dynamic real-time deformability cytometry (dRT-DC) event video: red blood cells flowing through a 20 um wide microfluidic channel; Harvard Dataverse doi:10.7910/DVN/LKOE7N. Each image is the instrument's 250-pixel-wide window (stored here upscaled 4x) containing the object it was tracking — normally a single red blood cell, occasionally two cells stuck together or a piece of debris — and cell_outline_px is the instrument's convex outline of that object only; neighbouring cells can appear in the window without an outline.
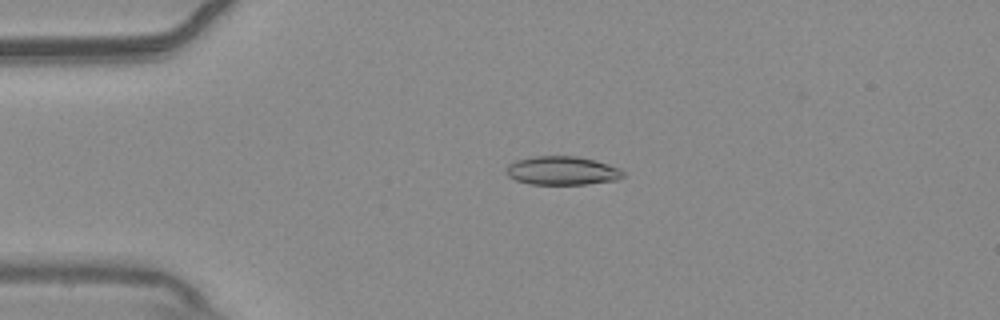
{"species": "common noctule bat (a hibernating species)", "species_latin": "Nyctalus noctula", "temperature_condition": "warm", "stored_images_in_passage": 55, "camera_frame_rate_fps": 3000, "um_per_image_px": 0.085, "animal": {"sex": "male", "body_mass_g": 20.4}, "frame": {"image": 1, "passage_image": 13, "time_ms": 4.0, "image_size_px": [1000, 320], "cell_outline_px": [[624, 176], [616, 180], [588, 184], [528, 184], [516, 180], [508, 176], [504, 172], [508, 164], [516, 160], [536, 156], [576, 156], [596, 160], [620, 168], [624, 172]], "centroid_in_image_um": [47.77, 14.5], "position_along_channel_um": 37.2, "area_um2": 19.65}}
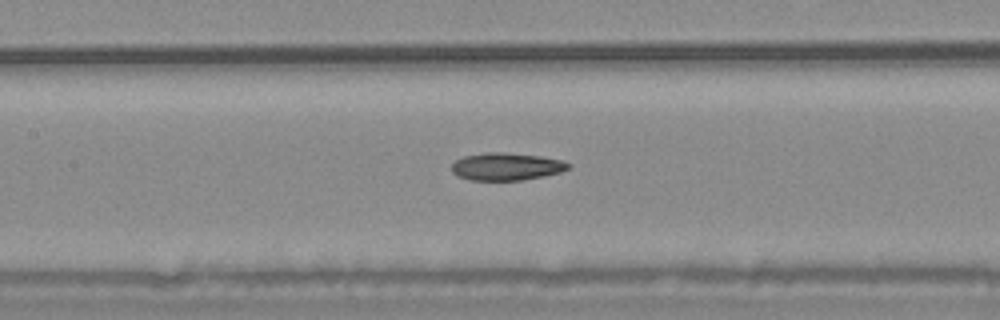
{"frame": {"image": 2, "passage_image": 26, "time_ms": 8.333, "image_size_px": [1000, 320], "cell_outline_px": [[572, 164], [568, 168], [560, 172], [544, 176], [524, 180], [468, 180], [456, 176], [452, 172], [452, 164], [456, 160], [464, 156], [488, 152], [504, 152], [540, 156], [560, 160]], "centroid_in_image_um": [43.02, 14.16], "position_along_channel_um": 164.4, "area_um2": 18.73}}
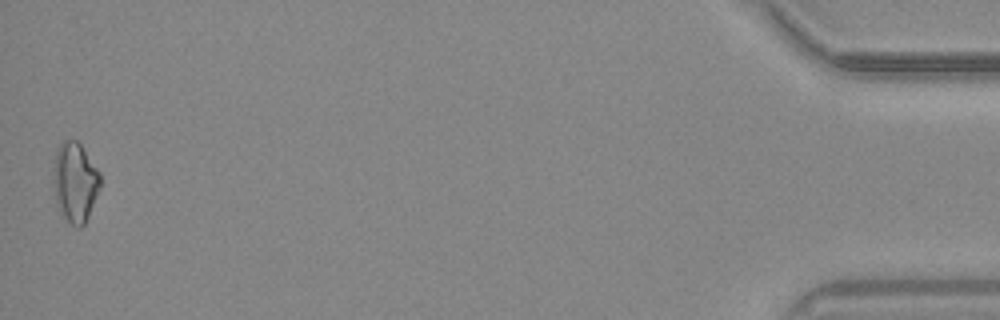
{"frame": {"image": 3, "passage_image": 55, "time_ms": 18.0, "image_size_px": [1000, 320], "cell_outline_px": [[100, 188], [88, 216], [84, 224], [80, 228], [76, 228], [60, 212], [56, 204], [52, 180], [52, 172], [56, 148], [64, 140], [76, 140], [80, 144], [100, 172]], "centroid_in_image_um": [6.35, 15.47], "position_along_channel_um": 428.9, "area_um2": 21.96}, "authors_computed_cell_mechanics": {"area_um2": 18.8428, "velocity_mm_per_s": 3.7091, "shape_relaxation_time_tau1_ms": null, "shape_relaxation_time_tau2_ms": 6.3165, "deformation_change_tau1": null, "deformation_change_tau2": 0.1583}}